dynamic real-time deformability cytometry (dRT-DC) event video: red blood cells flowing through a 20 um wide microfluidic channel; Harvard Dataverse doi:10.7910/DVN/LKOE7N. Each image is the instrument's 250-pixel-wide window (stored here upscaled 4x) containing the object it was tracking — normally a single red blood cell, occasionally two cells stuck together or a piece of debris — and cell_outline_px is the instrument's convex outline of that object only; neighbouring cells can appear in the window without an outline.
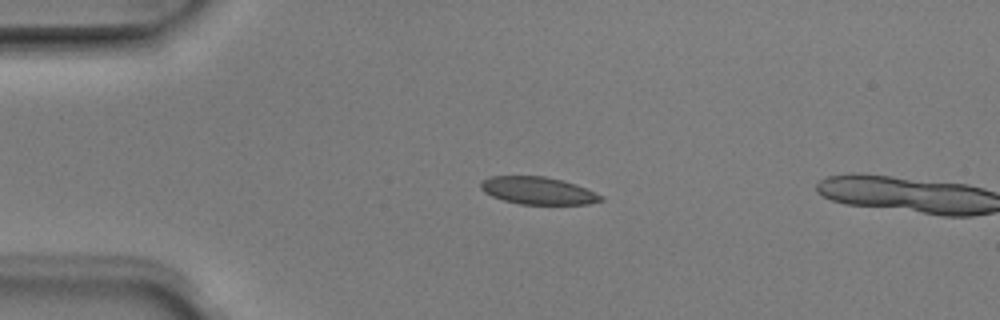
{"species": "Egyptian fruit bat (a non-hibernating species)", "species_latin": "Rousettus aegyptiacus", "temperature_condition": "room temperature", "stored_images_in_passage": 4, "camera_frame_rate_fps": 3000, "um_per_image_px": 0.085, "animal": {"sex": "male"}, "frame": {"image": 1, "passage_image": 3, "time_ms": 0.667, "image_size_px": [1000, 320], "cell_outline_px": [[604, 200], [588, 204], [520, 204], [504, 200], [492, 196], [484, 192], [480, 188], [480, 180], [488, 176], [544, 176], [576, 184], [604, 196]], "centroid_in_image_um": [45.7, 16.2], "position_along_channel_um": 39.3, "area_um2": 19.25}}